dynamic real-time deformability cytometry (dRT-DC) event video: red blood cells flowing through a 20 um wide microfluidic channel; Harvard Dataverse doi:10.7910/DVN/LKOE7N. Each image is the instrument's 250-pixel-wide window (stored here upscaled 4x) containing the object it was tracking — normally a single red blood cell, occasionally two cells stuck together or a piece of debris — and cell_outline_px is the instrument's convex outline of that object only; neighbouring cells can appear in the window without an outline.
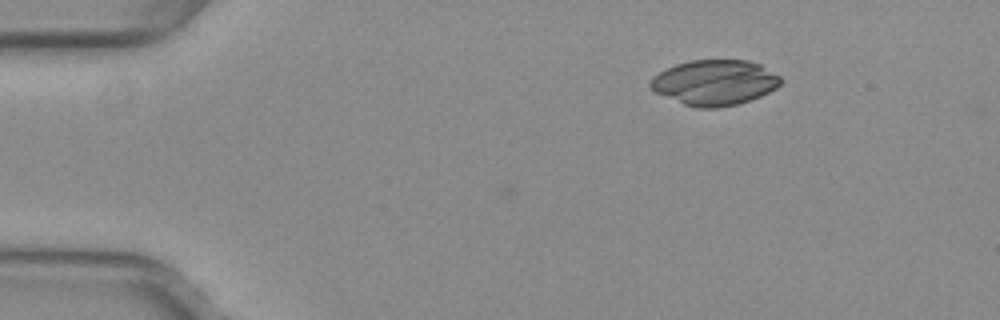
{"species": "common noctule bat (a hibernating species)", "species_latin": "Nyctalus noctula", "temperature_condition": "warm", "stored_images_in_passage": 2, "camera_frame_rate_fps": 3000, "um_per_image_px": 0.085, "animal": {"sex": "female", "body_mass_g": 29.2, "forearm_length_mm": 56.3}, "frame": {"image": 1, "passage_image": 2, "time_ms": 0.333, "image_size_px": [1000, 320], "cell_outline_px": [[780, 84], [776, 88], [760, 96], [736, 104], [716, 108], [696, 108], [684, 104], [656, 92], [648, 84], [652, 76], [676, 64], [688, 60], [748, 60], [760, 64], [780, 76]], "centroid_in_image_um": [60.73, 7.01], "position_along_channel_um": 24.3, "area_um2": 34.16}}